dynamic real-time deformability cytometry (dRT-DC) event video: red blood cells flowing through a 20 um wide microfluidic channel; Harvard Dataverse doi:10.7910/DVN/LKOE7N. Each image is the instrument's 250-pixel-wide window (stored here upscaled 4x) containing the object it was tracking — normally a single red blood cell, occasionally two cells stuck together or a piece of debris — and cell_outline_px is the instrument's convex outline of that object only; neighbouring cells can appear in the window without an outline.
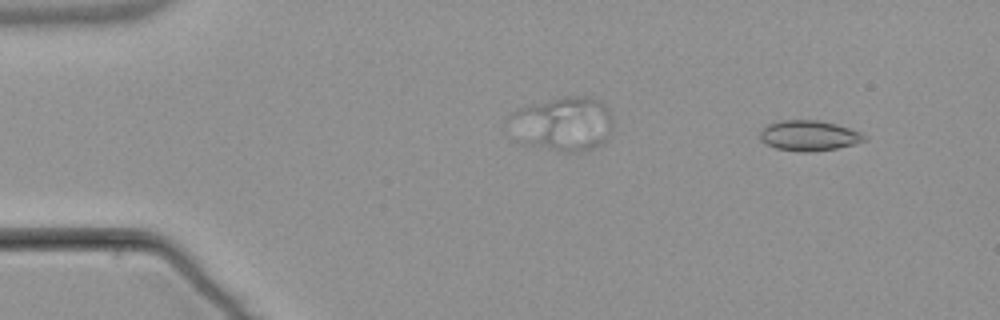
{"species": "common noctule bat (a hibernating species)", "species_latin": "Nyctalus noctula", "temperature_condition": "warm", "stored_images_in_passage": 40, "camera_frame_rate_fps": 3000, "um_per_image_px": 0.085, "animal": {"sex": "male", "body_mass_g": 21.5, "forearm_length_mm": 52.0}, "frame": {"image": 1, "passage_image": 4, "time_ms": 1.0, "image_size_px": [1000, 320], "cell_outline_px": [[868, 140], [836, 148], [808, 152], [800, 152], [776, 148], [764, 144], [760, 140], [760, 132], [768, 124], [780, 120], [820, 120], [836, 124], [860, 132], [868, 136]], "centroid_in_image_um": [68.75, 11.52], "position_along_channel_um": 16.2, "area_um2": 18.5}}
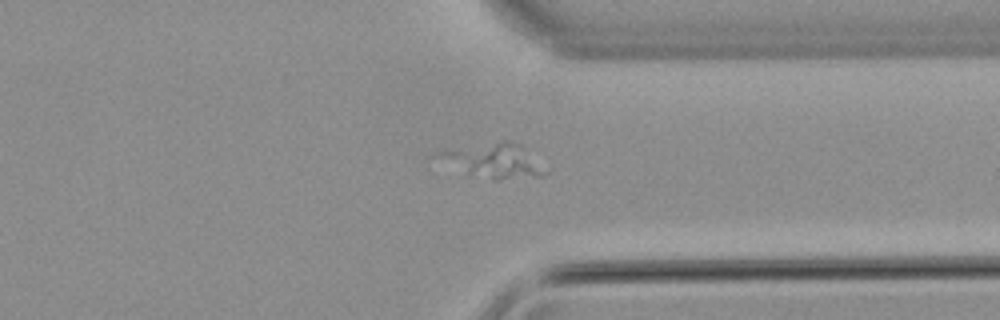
{"frame": {"image": 2, "passage_image": 34, "time_ms": 11.0, "image_size_px": [1000, 320], "cell_outline_px": [[548, 172], [544, 176], [496, 180], [468, 172], [440, 152], [496, 140], [508, 140], [520, 144]], "centroid_in_image_um": [42.25, 13.64], "position_along_channel_um": 369.2, "area_um2": 19.65}}